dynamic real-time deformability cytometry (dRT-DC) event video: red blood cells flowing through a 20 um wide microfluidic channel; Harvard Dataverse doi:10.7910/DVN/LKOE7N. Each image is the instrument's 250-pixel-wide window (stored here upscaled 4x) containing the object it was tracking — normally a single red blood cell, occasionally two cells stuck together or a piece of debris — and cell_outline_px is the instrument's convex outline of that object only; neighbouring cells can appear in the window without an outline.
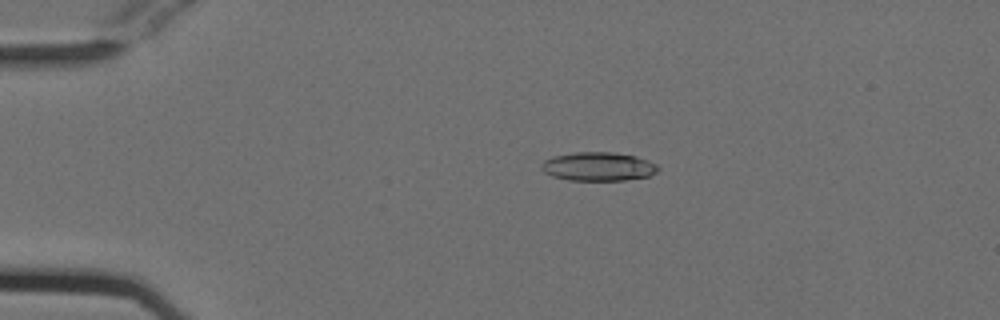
{"species": "Egyptian fruit bat (a non-hibernating species)", "species_latin": "Rousettus aegyptiacus", "temperature_condition": "cold", "stored_images_in_passage": 15, "camera_frame_rate_fps": 3000, "um_per_image_px": 0.085, "animal": {"sex": "female"}, "frame": {"image": 1, "passage_image": 4, "time_ms": 1.0, "image_size_px": [1000, 320], "cell_outline_px": [[660, 168], [656, 172], [648, 176], [624, 180], [568, 180], [552, 176], [544, 172], [540, 168], [540, 164], [544, 160], [552, 156], [576, 152], [616, 152], [636, 156], [648, 160], [656, 164]], "centroid_in_image_um": [50.83, 14.14], "position_along_channel_um": 34.2, "area_um2": 19.65}}
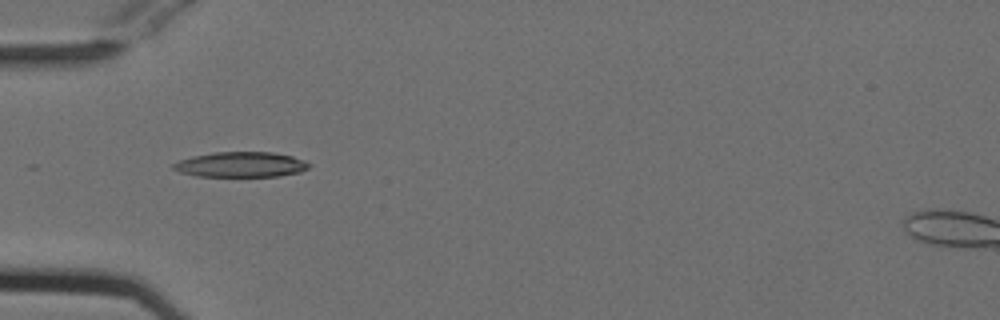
{"frame": {"image": 2, "passage_image": 10, "time_ms": 3.0, "image_size_px": [1000, 320], "cell_outline_px": [[308, 168], [300, 172], [280, 176], [196, 176], [180, 172], [172, 168], [172, 164], [180, 160], [192, 156], [212, 152], [272, 152], [292, 156], [304, 160], [308, 164]], "centroid_in_image_um": [20.45, 13.98], "position_along_channel_um": 64.5, "area_um2": 19.88}}
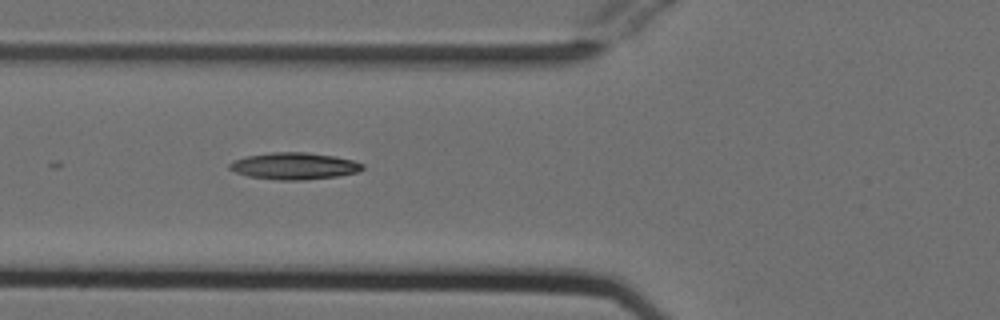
{"frame": {"image": 3, "passage_image": 13, "time_ms": 4.0, "image_size_px": [1000, 320], "cell_outline_px": [[364, 168], [356, 172], [340, 176], [304, 180], [276, 180], [248, 176], [236, 172], [228, 168], [228, 164], [232, 160], [244, 156], [272, 152], [308, 152], [336, 156], [352, 160], [364, 164]], "centroid_in_image_um": [24.99, 14.1], "position_along_channel_um": 100.8, "area_um2": 21.04}}